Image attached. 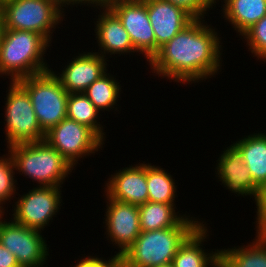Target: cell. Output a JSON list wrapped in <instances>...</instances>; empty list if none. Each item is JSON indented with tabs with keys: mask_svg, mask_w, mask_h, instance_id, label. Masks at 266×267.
<instances>
[{
	"mask_svg": "<svg viewBox=\"0 0 266 267\" xmlns=\"http://www.w3.org/2000/svg\"><path fill=\"white\" fill-rule=\"evenodd\" d=\"M102 9V11H101ZM98 19H96L95 40L100 47L98 52L101 56L107 57L106 54L115 55L126 53H138L132 43L128 32L123 27L121 20L117 15L108 7H102ZM100 51V52H99Z\"/></svg>",
	"mask_w": 266,
	"mask_h": 267,
	"instance_id": "cell-17",
	"label": "cell"
},
{
	"mask_svg": "<svg viewBox=\"0 0 266 267\" xmlns=\"http://www.w3.org/2000/svg\"><path fill=\"white\" fill-rule=\"evenodd\" d=\"M253 57L266 62V15L242 35Z\"/></svg>",
	"mask_w": 266,
	"mask_h": 267,
	"instance_id": "cell-27",
	"label": "cell"
},
{
	"mask_svg": "<svg viewBox=\"0 0 266 267\" xmlns=\"http://www.w3.org/2000/svg\"><path fill=\"white\" fill-rule=\"evenodd\" d=\"M99 112L84 93L68 95L67 118L89 127L104 142L106 132L98 121Z\"/></svg>",
	"mask_w": 266,
	"mask_h": 267,
	"instance_id": "cell-23",
	"label": "cell"
},
{
	"mask_svg": "<svg viewBox=\"0 0 266 267\" xmlns=\"http://www.w3.org/2000/svg\"><path fill=\"white\" fill-rule=\"evenodd\" d=\"M44 140L54 147L71 165L103 148L104 142L87 126L64 118L45 133Z\"/></svg>",
	"mask_w": 266,
	"mask_h": 267,
	"instance_id": "cell-9",
	"label": "cell"
},
{
	"mask_svg": "<svg viewBox=\"0 0 266 267\" xmlns=\"http://www.w3.org/2000/svg\"><path fill=\"white\" fill-rule=\"evenodd\" d=\"M107 58L99 53L89 51L78 53L62 69L61 74L50 70L60 80L61 85L70 93H83L94 81L100 78L107 69Z\"/></svg>",
	"mask_w": 266,
	"mask_h": 267,
	"instance_id": "cell-14",
	"label": "cell"
},
{
	"mask_svg": "<svg viewBox=\"0 0 266 267\" xmlns=\"http://www.w3.org/2000/svg\"><path fill=\"white\" fill-rule=\"evenodd\" d=\"M116 172L104 185L110 199L137 206L148 202L147 164L129 165Z\"/></svg>",
	"mask_w": 266,
	"mask_h": 267,
	"instance_id": "cell-15",
	"label": "cell"
},
{
	"mask_svg": "<svg viewBox=\"0 0 266 267\" xmlns=\"http://www.w3.org/2000/svg\"><path fill=\"white\" fill-rule=\"evenodd\" d=\"M121 84L111 75L104 73L100 78L94 81L83 93L94 104L99 111H116L118 98L121 93ZM114 108V109H113Z\"/></svg>",
	"mask_w": 266,
	"mask_h": 267,
	"instance_id": "cell-24",
	"label": "cell"
},
{
	"mask_svg": "<svg viewBox=\"0 0 266 267\" xmlns=\"http://www.w3.org/2000/svg\"><path fill=\"white\" fill-rule=\"evenodd\" d=\"M4 214H5V212H4L2 209H0V218H1L2 216H4Z\"/></svg>",
	"mask_w": 266,
	"mask_h": 267,
	"instance_id": "cell-35",
	"label": "cell"
},
{
	"mask_svg": "<svg viewBox=\"0 0 266 267\" xmlns=\"http://www.w3.org/2000/svg\"><path fill=\"white\" fill-rule=\"evenodd\" d=\"M174 180L161 166L147 163L148 201L175 205L177 185Z\"/></svg>",
	"mask_w": 266,
	"mask_h": 267,
	"instance_id": "cell-25",
	"label": "cell"
},
{
	"mask_svg": "<svg viewBox=\"0 0 266 267\" xmlns=\"http://www.w3.org/2000/svg\"><path fill=\"white\" fill-rule=\"evenodd\" d=\"M146 0H107V3H119V2H144Z\"/></svg>",
	"mask_w": 266,
	"mask_h": 267,
	"instance_id": "cell-33",
	"label": "cell"
},
{
	"mask_svg": "<svg viewBox=\"0 0 266 267\" xmlns=\"http://www.w3.org/2000/svg\"><path fill=\"white\" fill-rule=\"evenodd\" d=\"M49 46L52 45L36 32L3 29L0 38V76H10L7 78L11 82H17L49 71L44 57Z\"/></svg>",
	"mask_w": 266,
	"mask_h": 267,
	"instance_id": "cell-3",
	"label": "cell"
},
{
	"mask_svg": "<svg viewBox=\"0 0 266 267\" xmlns=\"http://www.w3.org/2000/svg\"><path fill=\"white\" fill-rule=\"evenodd\" d=\"M4 25H3V11H2V5L0 2V38L2 35V31H3Z\"/></svg>",
	"mask_w": 266,
	"mask_h": 267,
	"instance_id": "cell-32",
	"label": "cell"
},
{
	"mask_svg": "<svg viewBox=\"0 0 266 267\" xmlns=\"http://www.w3.org/2000/svg\"><path fill=\"white\" fill-rule=\"evenodd\" d=\"M8 88L4 98L7 148L15 144L43 141L45 132L38 123L27 91L18 82L10 81Z\"/></svg>",
	"mask_w": 266,
	"mask_h": 267,
	"instance_id": "cell-7",
	"label": "cell"
},
{
	"mask_svg": "<svg viewBox=\"0 0 266 267\" xmlns=\"http://www.w3.org/2000/svg\"><path fill=\"white\" fill-rule=\"evenodd\" d=\"M7 156V157H6ZM15 166L11 154L8 151V154L0 156V209L3 211V204H6V201H11L16 192V177Z\"/></svg>",
	"mask_w": 266,
	"mask_h": 267,
	"instance_id": "cell-26",
	"label": "cell"
},
{
	"mask_svg": "<svg viewBox=\"0 0 266 267\" xmlns=\"http://www.w3.org/2000/svg\"><path fill=\"white\" fill-rule=\"evenodd\" d=\"M105 197L107 198V209L104 215L106 216L104 218L106 238L119 248L116 254L121 256L142 232L139 206L115 201L107 195Z\"/></svg>",
	"mask_w": 266,
	"mask_h": 267,
	"instance_id": "cell-13",
	"label": "cell"
},
{
	"mask_svg": "<svg viewBox=\"0 0 266 267\" xmlns=\"http://www.w3.org/2000/svg\"><path fill=\"white\" fill-rule=\"evenodd\" d=\"M1 5L3 29L36 32L50 44L54 29L65 16L57 0H4Z\"/></svg>",
	"mask_w": 266,
	"mask_h": 267,
	"instance_id": "cell-5",
	"label": "cell"
},
{
	"mask_svg": "<svg viewBox=\"0 0 266 267\" xmlns=\"http://www.w3.org/2000/svg\"><path fill=\"white\" fill-rule=\"evenodd\" d=\"M256 224L255 238L248 245L219 250L221 267H266V225Z\"/></svg>",
	"mask_w": 266,
	"mask_h": 267,
	"instance_id": "cell-18",
	"label": "cell"
},
{
	"mask_svg": "<svg viewBox=\"0 0 266 267\" xmlns=\"http://www.w3.org/2000/svg\"><path fill=\"white\" fill-rule=\"evenodd\" d=\"M17 82L27 91L38 123L45 133L67 117L69 93L51 70Z\"/></svg>",
	"mask_w": 266,
	"mask_h": 267,
	"instance_id": "cell-6",
	"label": "cell"
},
{
	"mask_svg": "<svg viewBox=\"0 0 266 267\" xmlns=\"http://www.w3.org/2000/svg\"><path fill=\"white\" fill-rule=\"evenodd\" d=\"M175 205L151 202L139 205L140 228L141 231H153L175 227L186 214H178Z\"/></svg>",
	"mask_w": 266,
	"mask_h": 267,
	"instance_id": "cell-22",
	"label": "cell"
},
{
	"mask_svg": "<svg viewBox=\"0 0 266 267\" xmlns=\"http://www.w3.org/2000/svg\"><path fill=\"white\" fill-rule=\"evenodd\" d=\"M95 256H84L78 263L73 267H122L121 265V256L113 255L108 260L103 259L102 257ZM72 267V266H71Z\"/></svg>",
	"mask_w": 266,
	"mask_h": 267,
	"instance_id": "cell-29",
	"label": "cell"
},
{
	"mask_svg": "<svg viewBox=\"0 0 266 267\" xmlns=\"http://www.w3.org/2000/svg\"><path fill=\"white\" fill-rule=\"evenodd\" d=\"M204 24V18L194 19L160 47L149 61L151 72L188 85L215 77L222 66L221 37L213 26Z\"/></svg>",
	"mask_w": 266,
	"mask_h": 267,
	"instance_id": "cell-1",
	"label": "cell"
},
{
	"mask_svg": "<svg viewBox=\"0 0 266 267\" xmlns=\"http://www.w3.org/2000/svg\"><path fill=\"white\" fill-rule=\"evenodd\" d=\"M205 225L206 222L202 223L176 251L172 262L174 267H218L220 265L219 249L208 253L202 248L203 242L209 236Z\"/></svg>",
	"mask_w": 266,
	"mask_h": 267,
	"instance_id": "cell-19",
	"label": "cell"
},
{
	"mask_svg": "<svg viewBox=\"0 0 266 267\" xmlns=\"http://www.w3.org/2000/svg\"><path fill=\"white\" fill-rule=\"evenodd\" d=\"M216 176L224 187L238 196H250L255 199L256 223L266 221V195L255 185L249 169L243 162L239 151L231 144L220 154L216 165Z\"/></svg>",
	"mask_w": 266,
	"mask_h": 267,
	"instance_id": "cell-8",
	"label": "cell"
},
{
	"mask_svg": "<svg viewBox=\"0 0 266 267\" xmlns=\"http://www.w3.org/2000/svg\"><path fill=\"white\" fill-rule=\"evenodd\" d=\"M0 267H21L17 258L0 244Z\"/></svg>",
	"mask_w": 266,
	"mask_h": 267,
	"instance_id": "cell-31",
	"label": "cell"
},
{
	"mask_svg": "<svg viewBox=\"0 0 266 267\" xmlns=\"http://www.w3.org/2000/svg\"><path fill=\"white\" fill-rule=\"evenodd\" d=\"M147 13L156 38V53L194 18L183 8L165 0H146Z\"/></svg>",
	"mask_w": 266,
	"mask_h": 267,
	"instance_id": "cell-16",
	"label": "cell"
},
{
	"mask_svg": "<svg viewBox=\"0 0 266 267\" xmlns=\"http://www.w3.org/2000/svg\"><path fill=\"white\" fill-rule=\"evenodd\" d=\"M61 187L36 186L12 205V219L30 229L43 231L62 206ZM61 204V205H60Z\"/></svg>",
	"mask_w": 266,
	"mask_h": 267,
	"instance_id": "cell-10",
	"label": "cell"
},
{
	"mask_svg": "<svg viewBox=\"0 0 266 267\" xmlns=\"http://www.w3.org/2000/svg\"><path fill=\"white\" fill-rule=\"evenodd\" d=\"M159 267H174V265L171 263V264L162 265V266H159Z\"/></svg>",
	"mask_w": 266,
	"mask_h": 267,
	"instance_id": "cell-34",
	"label": "cell"
},
{
	"mask_svg": "<svg viewBox=\"0 0 266 267\" xmlns=\"http://www.w3.org/2000/svg\"><path fill=\"white\" fill-rule=\"evenodd\" d=\"M121 20L134 49L149 62L156 54V38L144 2L106 3Z\"/></svg>",
	"mask_w": 266,
	"mask_h": 267,
	"instance_id": "cell-12",
	"label": "cell"
},
{
	"mask_svg": "<svg viewBox=\"0 0 266 267\" xmlns=\"http://www.w3.org/2000/svg\"><path fill=\"white\" fill-rule=\"evenodd\" d=\"M241 154L255 185L266 195V133H253L232 144Z\"/></svg>",
	"mask_w": 266,
	"mask_h": 267,
	"instance_id": "cell-20",
	"label": "cell"
},
{
	"mask_svg": "<svg viewBox=\"0 0 266 267\" xmlns=\"http://www.w3.org/2000/svg\"><path fill=\"white\" fill-rule=\"evenodd\" d=\"M0 218V244L13 253L21 267H44L49 248L42 231Z\"/></svg>",
	"mask_w": 266,
	"mask_h": 267,
	"instance_id": "cell-11",
	"label": "cell"
},
{
	"mask_svg": "<svg viewBox=\"0 0 266 267\" xmlns=\"http://www.w3.org/2000/svg\"><path fill=\"white\" fill-rule=\"evenodd\" d=\"M57 3L62 11L65 10L63 7H66V5V8H68L69 5L73 7L76 4L80 5V7L87 4L86 6H93V8L97 7L99 9L106 6L107 0H57Z\"/></svg>",
	"mask_w": 266,
	"mask_h": 267,
	"instance_id": "cell-30",
	"label": "cell"
},
{
	"mask_svg": "<svg viewBox=\"0 0 266 267\" xmlns=\"http://www.w3.org/2000/svg\"><path fill=\"white\" fill-rule=\"evenodd\" d=\"M8 151L15 171L38 182L37 186L62 187L75 168L45 140L11 145Z\"/></svg>",
	"mask_w": 266,
	"mask_h": 267,
	"instance_id": "cell-4",
	"label": "cell"
},
{
	"mask_svg": "<svg viewBox=\"0 0 266 267\" xmlns=\"http://www.w3.org/2000/svg\"><path fill=\"white\" fill-rule=\"evenodd\" d=\"M223 18L242 36L266 15V0H223ZM216 2H219L216 0Z\"/></svg>",
	"mask_w": 266,
	"mask_h": 267,
	"instance_id": "cell-21",
	"label": "cell"
},
{
	"mask_svg": "<svg viewBox=\"0 0 266 267\" xmlns=\"http://www.w3.org/2000/svg\"><path fill=\"white\" fill-rule=\"evenodd\" d=\"M172 4L183 8L188 12L194 19L205 18L207 11L216 7V0H165Z\"/></svg>",
	"mask_w": 266,
	"mask_h": 267,
	"instance_id": "cell-28",
	"label": "cell"
},
{
	"mask_svg": "<svg viewBox=\"0 0 266 267\" xmlns=\"http://www.w3.org/2000/svg\"><path fill=\"white\" fill-rule=\"evenodd\" d=\"M202 223L205 222L187 216L175 227L142 231L121 255L122 267H159L171 264L179 247Z\"/></svg>",
	"mask_w": 266,
	"mask_h": 267,
	"instance_id": "cell-2",
	"label": "cell"
}]
</instances>
